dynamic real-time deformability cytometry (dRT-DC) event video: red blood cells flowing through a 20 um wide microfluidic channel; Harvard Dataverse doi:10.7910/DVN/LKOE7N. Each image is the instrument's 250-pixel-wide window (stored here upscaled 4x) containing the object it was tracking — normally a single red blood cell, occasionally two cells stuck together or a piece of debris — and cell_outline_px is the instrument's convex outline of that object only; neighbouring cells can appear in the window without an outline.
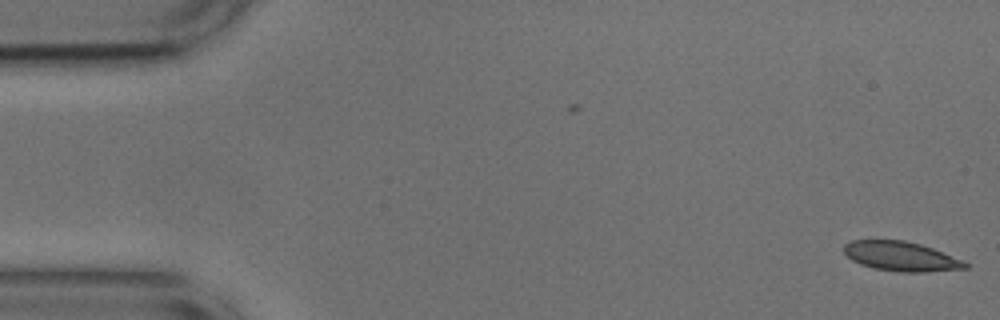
{"species": "common noctule bat (a hibernating species)", "species_latin": "Nyctalus noctula", "temperature_condition": "cold", "stored_images_in_passage": 53, "camera_frame_rate_fps": 3000, "um_per_image_px": 0.085, "animal": {"sex": "male", "body_mass_g": 17.9, "forearm_length_mm": 54.2}, "frame": {"image": 1, "passage_image": 1, "time_ms": 0.0, "image_size_px": [1000, 320], "cell_outline_px": [[968, 268], [924, 272], [900, 272], [872, 268], [860, 264], [852, 260], [844, 252], [844, 244], [852, 240], [904, 240], [920, 244], [932, 248], [964, 260], [968, 264]], "centroid_in_image_um": [76.59, 21.79], "position_along_channel_um": 8.4, "area_um2": 20.87}}
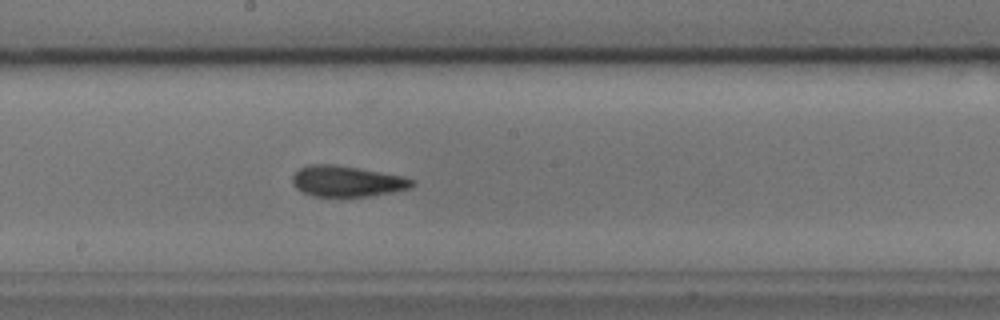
{"frame": {"image": 2, "passage_image": 28, "time_ms": 9.0, "image_size_px": [1000, 320], "cell_outline_px": [[416, 184], [412, 188], [392, 192], [368, 196], [312, 196], [296, 188], [292, 184], [292, 176], [300, 168], [308, 164], [336, 164], [360, 168], [404, 176], [416, 180]], "centroid_in_image_um": [29.53, 15.39], "position_along_channel_um": 218.7, "area_um2": 21.73}}
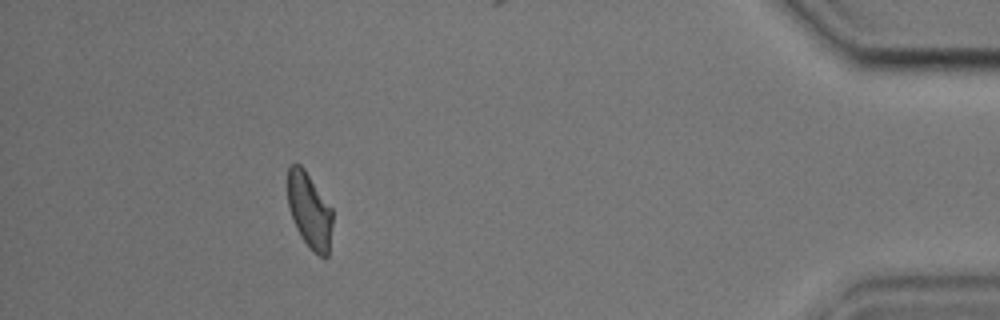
{"frame": {"image": 3, "passage_image": 48, "time_ms": 15.667, "image_size_px": [1000, 320], "cell_outline_px": [[332, 224], [328, 256], [320, 256], [312, 252], [308, 248], [300, 236], [296, 228], [288, 204], [288, 168], [292, 164], [300, 164], [304, 168], [332, 208]], "centroid_in_image_um": [26.31, 17.91], "position_along_channel_um": 408.9, "area_um2": 19.71}, "authors_computed_cell_mechanics": {"area_um2": 21.3282, "velocity_mm_per_s": 3.719, "shape_relaxation_time_tau1_ms": 2.9378, "shape_relaxation_time_tau2_ms": 1.3768, "deformation_change_tau1": 0.1375, "deformation_change_tau2": 0.0894}}